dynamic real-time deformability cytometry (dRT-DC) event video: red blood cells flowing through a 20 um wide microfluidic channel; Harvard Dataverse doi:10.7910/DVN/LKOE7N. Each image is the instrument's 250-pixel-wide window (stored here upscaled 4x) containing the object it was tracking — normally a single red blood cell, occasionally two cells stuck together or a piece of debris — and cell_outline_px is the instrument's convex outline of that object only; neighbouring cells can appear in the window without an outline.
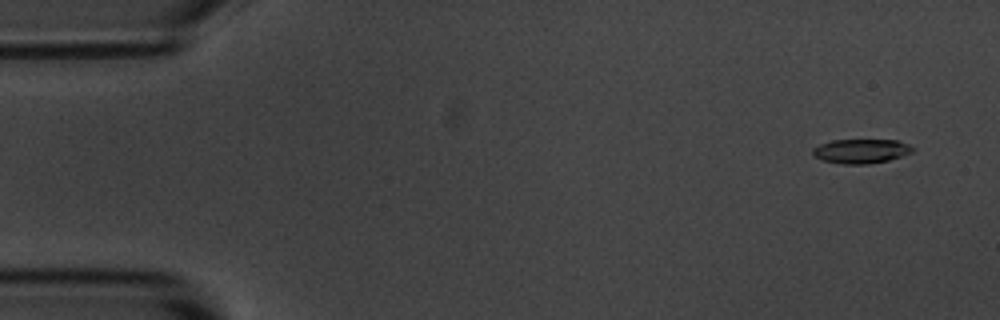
{"species": "common noctule bat (a hibernating species)", "species_latin": "Nyctalus noctula", "temperature_condition": "room temperature", "stored_images_in_passage": 17, "camera_frame_rate_fps": 3000, "um_per_image_px": 0.085, "animal": {"sex": "male", "body_mass_g": 20.1, "forearm_length_mm": 53.5}, "frame": {"image": 1, "passage_image": 3, "time_ms": 0.667, "image_size_px": [1000, 320], "cell_outline_px": [[916, 148], [912, 152], [888, 160], [868, 164], [840, 164], [824, 160], [816, 156], [812, 152], [812, 148], [820, 144], [832, 140], [900, 140]], "centroid_in_image_um": [73.21, 12.84], "position_along_channel_um": 11.8, "area_um2": 14.1}}
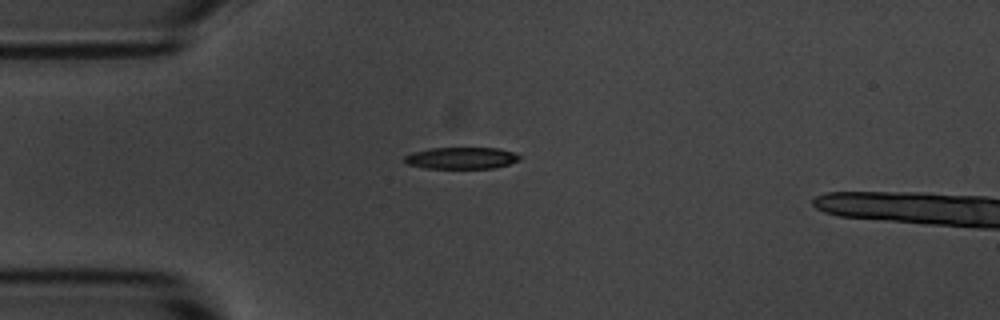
{"frame": {"image": 2, "passage_image": 14, "time_ms": 4.333, "image_size_px": [1000, 320], "cell_outline_px": [[524, 156], [520, 160], [496, 168], [424, 168], [408, 164], [404, 160], [404, 156], [412, 152], [428, 148], [496, 148], [516, 152]], "centroid_in_image_um": [39.26, 13.43], "position_along_channel_um": 45.7, "area_um2": 14.74}}